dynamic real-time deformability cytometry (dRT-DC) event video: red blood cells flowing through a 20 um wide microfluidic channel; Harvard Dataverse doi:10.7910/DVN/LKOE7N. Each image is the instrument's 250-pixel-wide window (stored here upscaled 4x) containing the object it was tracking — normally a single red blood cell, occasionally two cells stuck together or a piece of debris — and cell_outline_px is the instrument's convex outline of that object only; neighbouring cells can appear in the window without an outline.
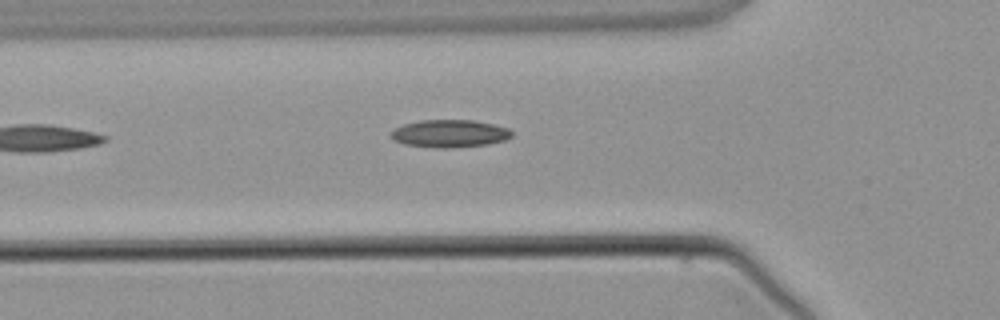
{"species": "common noctule bat (a hibernating species)", "species_latin": "Nyctalus noctula", "temperature_condition": "warm", "stored_images_in_passage": 3, "camera_frame_rate_fps": 3000, "um_per_image_px": 0.085, "animal": {"sex": "male", "body_mass_g": 21.5, "forearm_length_mm": 52.0}, "frame": {"image": 1, "passage_image": 3, "time_ms": 2.333, "image_size_px": [1000, 320], "cell_outline_px": [[512, 136], [504, 140], [488, 144], [448, 148], [440, 148], [404, 144], [392, 140], [392, 132], [396, 128], [404, 124], [420, 120], [472, 120], [492, 124], [508, 128], [512, 132]], "centroid_in_image_um": [38.22, 11.35], "position_along_channel_um": 87.6, "area_um2": 19.25}}